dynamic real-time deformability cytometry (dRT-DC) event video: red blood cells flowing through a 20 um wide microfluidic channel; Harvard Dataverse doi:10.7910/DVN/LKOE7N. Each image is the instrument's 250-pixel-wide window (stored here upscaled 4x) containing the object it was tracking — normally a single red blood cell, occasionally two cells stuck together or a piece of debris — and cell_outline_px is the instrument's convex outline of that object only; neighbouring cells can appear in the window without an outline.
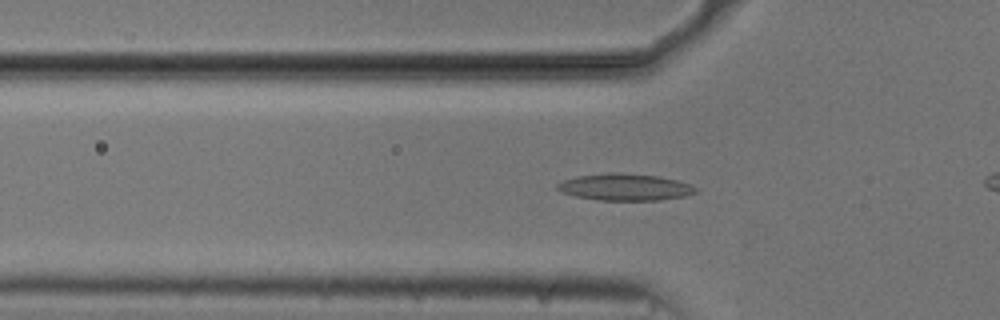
{"species": "common noctule bat (a hibernating species)", "species_latin": "Nyctalus noctula", "temperature_condition": "cold", "stored_images_in_passage": 44, "camera_frame_rate_fps": 3000, "um_per_image_px": 0.085, "animal": {"sex": "male", "body_mass_g": 20.5, "forearm_length_mm": 52.5}, "frame": {"image": 1, "passage_image": 17, "time_ms": 5.333, "image_size_px": [1000, 320], "cell_outline_px": [[696, 192], [684, 196], [660, 200], [600, 200], [576, 196], [560, 192], [556, 188], [556, 184], [564, 180], [576, 176], [608, 172], [616, 172], [660, 176], [692, 184], [696, 188]], "centroid_in_image_um": [53.1, 15.89], "position_along_channel_um": 72.7, "area_um2": 21.68}}
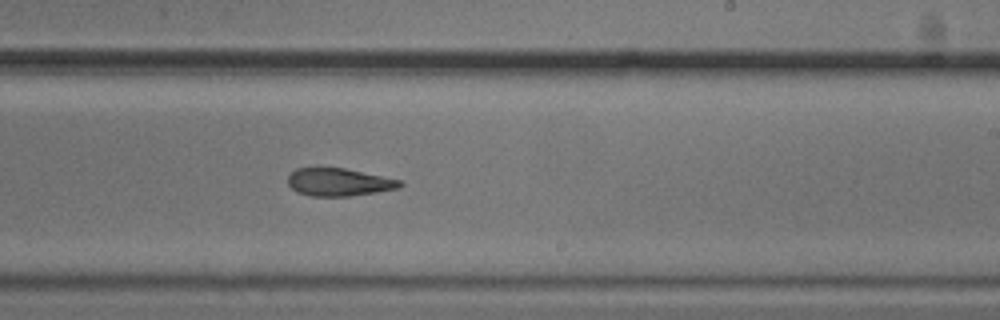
{"frame": {"image": 2, "passage_image": 32, "time_ms": 10.333, "image_size_px": [1000, 320], "cell_outline_px": [[404, 184], [400, 188], [376, 192], [348, 196], [312, 196], [296, 192], [288, 184], [288, 176], [296, 168], [344, 168], [400, 180]], "centroid_in_image_um": [28.8, 15.49], "position_along_channel_um": 260.2, "area_um2": 17.98}}
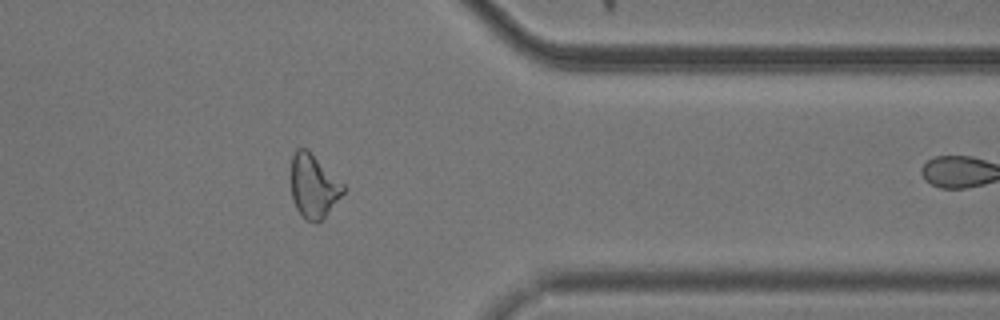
{"frame": {"image": 3, "passage_image": 43, "time_ms": 14.0, "image_size_px": [1000, 320], "cell_outline_px": [[344, 192], [324, 220], [316, 224], [304, 220], [296, 208], [292, 200], [288, 172], [292, 156], [296, 148], [304, 148], [344, 184]], "centroid_in_image_um": [26.59, 15.88], "position_along_channel_um": 384.8, "area_um2": 19.83}}